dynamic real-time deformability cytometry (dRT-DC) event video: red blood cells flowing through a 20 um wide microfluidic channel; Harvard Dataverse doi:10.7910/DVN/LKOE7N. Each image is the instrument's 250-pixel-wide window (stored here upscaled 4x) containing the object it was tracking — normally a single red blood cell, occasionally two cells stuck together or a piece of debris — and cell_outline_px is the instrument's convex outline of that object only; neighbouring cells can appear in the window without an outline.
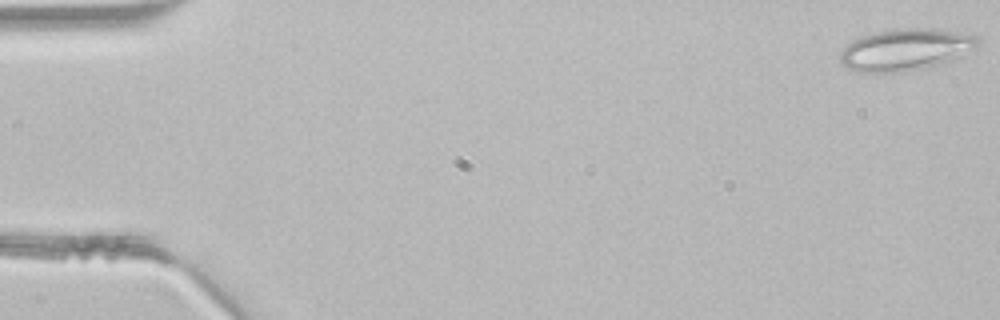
{"species": "common noctule bat (a hibernating species)", "species_latin": "Nyctalus noctula", "temperature_condition": "room temperature", "stored_images_in_passage": 46, "segment_of_instrument_passage": [1, 2], "camera_frame_rate_fps": 3000, "um_per_image_px": 0.085, "animal": {"sex": "male", "body_mass_g": 21.5, "forearm_length_mm": 52.0}, "frame": {"image": 1, "passage_image": 1, "time_ms": 0.0, "image_size_px": [1000, 320], "cell_outline_px": [[980, 40], [972, 48], [960, 56], [944, 64], [904, 72], [860, 72], [848, 68], [840, 64], [840, 52], [848, 44], [864, 36], [876, 32], [900, 28], [932, 28], [960, 32], [980, 36]], "centroid_in_image_um": [76.99, 4.22], "position_along_channel_um": 8.0, "area_um2": 33.41}}
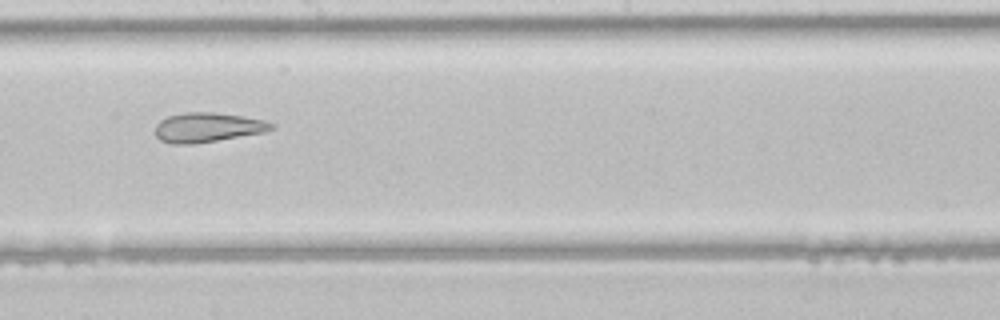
{"frame": {"image": 2, "passage_image": 26, "time_ms": 8.333, "image_size_px": [1000, 320], "cell_outline_px": [[276, 128], [264, 132], [192, 144], [172, 144], [160, 140], [156, 136], [156, 124], [160, 120], [168, 116], [188, 112], [212, 112], [240, 116], [264, 120], [276, 124]], "centroid_in_image_um": [17.65, 10.83], "position_along_channel_um": 230.6, "area_um2": 19.83}}
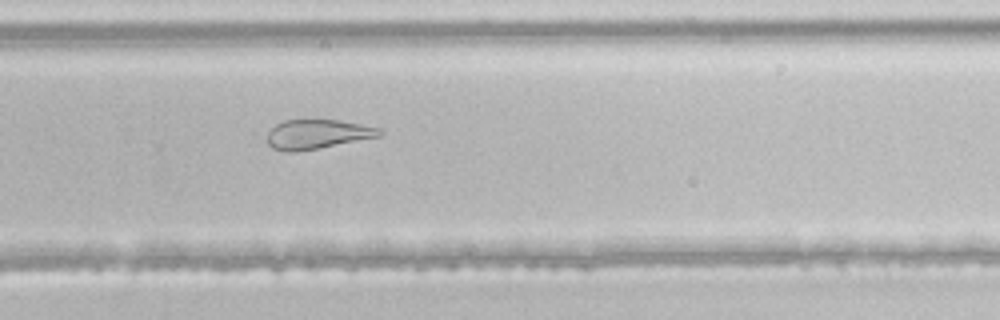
{"frame": {"image": 3, "passage_image": 31, "time_ms": 10.0, "image_size_px": [1000, 320], "cell_outline_px": [[384, 132], [380, 136], [296, 152], [284, 152], [272, 148], [268, 144], [268, 132], [276, 124], [284, 120], [340, 120], [384, 128]], "centroid_in_image_um": [27.0, 11.4], "position_along_channel_um": 302.8, "area_um2": 19.25}}